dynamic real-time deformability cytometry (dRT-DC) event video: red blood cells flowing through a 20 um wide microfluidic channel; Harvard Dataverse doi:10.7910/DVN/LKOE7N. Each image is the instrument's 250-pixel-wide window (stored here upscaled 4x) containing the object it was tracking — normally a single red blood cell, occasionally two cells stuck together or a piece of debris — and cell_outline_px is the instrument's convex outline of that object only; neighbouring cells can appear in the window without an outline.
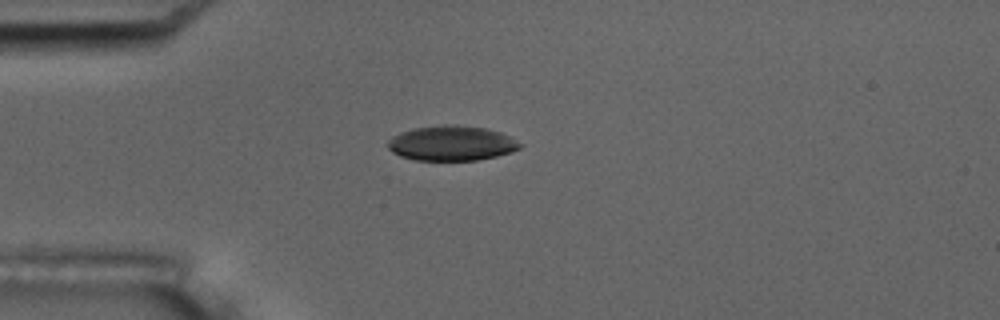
{"species": "common noctule bat (a hibernating species)", "species_latin": "Nyctalus noctula", "temperature_condition": "room temperature", "stored_images_in_passage": 16, "camera_frame_rate_fps": 3000, "um_per_image_px": 0.085, "animal": {"sex": "male", "body_mass_g": 17.5, "forearm_length_mm": 52.3}, "frame": {"image": 1, "passage_image": 5, "time_ms": 4.667, "image_size_px": [1000, 320], "cell_outline_px": [[524, 144], [520, 148], [512, 152], [496, 156], [476, 160], [412, 160], [400, 156], [392, 152], [388, 148], [388, 140], [392, 136], [400, 132], [412, 128], [444, 124], [456, 124], [488, 128], [512, 136]], "centroid_in_image_um": [38.41, 12.16], "position_along_channel_um": 46.6, "area_um2": 27.4}, "authors_computed_cell_mechanics": {"area_um2": 27.3972, "velocity_mm_per_s": 3.5456, "shape_relaxation_time_tau1_ms": 3.8496, "shape_relaxation_time_tau2_ms": 1.2921, "deformation_change_tau1": 0.074, "deformation_change_tau2": 0.0465}}